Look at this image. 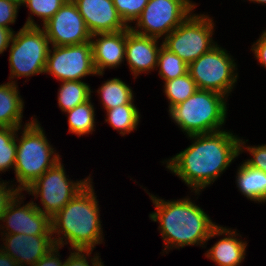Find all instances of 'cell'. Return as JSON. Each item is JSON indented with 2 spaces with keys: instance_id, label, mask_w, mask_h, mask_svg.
I'll return each mask as SVG.
<instances>
[{
  "instance_id": "cell-1",
  "label": "cell",
  "mask_w": 266,
  "mask_h": 266,
  "mask_svg": "<svg viewBox=\"0 0 266 266\" xmlns=\"http://www.w3.org/2000/svg\"><path fill=\"white\" fill-rule=\"evenodd\" d=\"M189 137L194 143L165 163L167 169L199 194L240 154V138L225 130Z\"/></svg>"
},
{
  "instance_id": "cell-2",
  "label": "cell",
  "mask_w": 266,
  "mask_h": 266,
  "mask_svg": "<svg viewBox=\"0 0 266 266\" xmlns=\"http://www.w3.org/2000/svg\"><path fill=\"white\" fill-rule=\"evenodd\" d=\"M148 194L156 209L149 217L150 220L160 223L158 229L165 242V252L174 247L180 249L186 245L201 246L210 238L221 236V225L212 222L203 209L190 198L165 201Z\"/></svg>"
},
{
  "instance_id": "cell-3",
  "label": "cell",
  "mask_w": 266,
  "mask_h": 266,
  "mask_svg": "<svg viewBox=\"0 0 266 266\" xmlns=\"http://www.w3.org/2000/svg\"><path fill=\"white\" fill-rule=\"evenodd\" d=\"M93 187L90 180L51 218L52 238L56 246L64 247L69 243L73 250L93 251L96 244L103 242L99 204ZM54 233L57 235L55 238Z\"/></svg>"
},
{
  "instance_id": "cell-4",
  "label": "cell",
  "mask_w": 266,
  "mask_h": 266,
  "mask_svg": "<svg viewBox=\"0 0 266 266\" xmlns=\"http://www.w3.org/2000/svg\"><path fill=\"white\" fill-rule=\"evenodd\" d=\"M22 132L21 138L16 133L18 142L14 167L19 192L26 190L38 177L61 161V156L49 144L37 119L32 117Z\"/></svg>"
},
{
  "instance_id": "cell-5",
  "label": "cell",
  "mask_w": 266,
  "mask_h": 266,
  "mask_svg": "<svg viewBox=\"0 0 266 266\" xmlns=\"http://www.w3.org/2000/svg\"><path fill=\"white\" fill-rule=\"evenodd\" d=\"M226 99L220 93L197 89L185 101L172 107L169 114L187 136L221 131L226 121Z\"/></svg>"
},
{
  "instance_id": "cell-6",
  "label": "cell",
  "mask_w": 266,
  "mask_h": 266,
  "mask_svg": "<svg viewBox=\"0 0 266 266\" xmlns=\"http://www.w3.org/2000/svg\"><path fill=\"white\" fill-rule=\"evenodd\" d=\"M50 42L43 28L28 17L24 26L11 39L9 80L30 77L45 71Z\"/></svg>"
},
{
  "instance_id": "cell-7",
  "label": "cell",
  "mask_w": 266,
  "mask_h": 266,
  "mask_svg": "<svg viewBox=\"0 0 266 266\" xmlns=\"http://www.w3.org/2000/svg\"><path fill=\"white\" fill-rule=\"evenodd\" d=\"M212 21L208 15L191 12L178 27L164 37L162 44L189 65L217 45L212 39Z\"/></svg>"
},
{
  "instance_id": "cell-8",
  "label": "cell",
  "mask_w": 266,
  "mask_h": 266,
  "mask_svg": "<svg viewBox=\"0 0 266 266\" xmlns=\"http://www.w3.org/2000/svg\"><path fill=\"white\" fill-rule=\"evenodd\" d=\"M231 57L225 49L216 45L190 63L188 73L197 88L229 96L238 77V73H234L237 65Z\"/></svg>"
},
{
  "instance_id": "cell-9",
  "label": "cell",
  "mask_w": 266,
  "mask_h": 266,
  "mask_svg": "<svg viewBox=\"0 0 266 266\" xmlns=\"http://www.w3.org/2000/svg\"><path fill=\"white\" fill-rule=\"evenodd\" d=\"M91 180L88 176L84 180L72 181L67 178L64 166L59 161L38 177L25 191L36 198L40 197L43 208L34 205L42 213L52 218L59 212L81 189ZM44 209V210H43Z\"/></svg>"
},
{
  "instance_id": "cell-10",
  "label": "cell",
  "mask_w": 266,
  "mask_h": 266,
  "mask_svg": "<svg viewBox=\"0 0 266 266\" xmlns=\"http://www.w3.org/2000/svg\"><path fill=\"white\" fill-rule=\"evenodd\" d=\"M195 6L190 0H149L136 20V26H130V29L142 36L166 37L189 16Z\"/></svg>"
},
{
  "instance_id": "cell-11",
  "label": "cell",
  "mask_w": 266,
  "mask_h": 266,
  "mask_svg": "<svg viewBox=\"0 0 266 266\" xmlns=\"http://www.w3.org/2000/svg\"><path fill=\"white\" fill-rule=\"evenodd\" d=\"M51 49L48 52L44 74L49 73L60 82L80 81L87 75H97L93 64L91 42L53 46Z\"/></svg>"
},
{
  "instance_id": "cell-12",
  "label": "cell",
  "mask_w": 266,
  "mask_h": 266,
  "mask_svg": "<svg viewBox=\"0 0 266 266\" xmlns=\"http://www.w3.org/2000/svg\"><path fill=\"white\" fill-rule=\"evenodd\" d=\"M43 29L51 46L77 45L91 40L84 19L72 0L62 5L43 25Z\"/></svg>"
},
{
  "instance_id": "cell-13",
  "label": "cell",
  "mask_w": 266,
  "mask_h": 266,
  "mask_svg": "<svg viewBox=\"0 0 266 266\" xmlns=\"http://www.w3.org/2000/svg\"><path fill=\"white\" fill-rule=\"evenodd\" d=\"M19 192L8 204L7 209L2 217V230L5 228L6 233L2 234H26V235H52L51 218L42 213L34 205V201L21 206L24 195ZM21 206V207H20ZM8 231V232H7Z\"/></svg>"
},
{
  "instance_id": "cell-14",
  "label": "cell",
  "mask_w": 266,
  "mask_h": 266,
  "mask_svg": "<svg viewBox=\"0 0 266 266\" xmlns=\"http://www.w3.org/2000/svg\"><path fill=\"white\" fill-rule=\"evenodd\" d=\"M91 35L128 29L118 14L113 0H72Z\"/></svg>"
},
{
  "instance_id": "cell-15",
  "label": "cell",
  "mask_w": 266,
  "mask_h": 266,
  "mask_svg": "<svg viewBox=\"0 0 266 266\" xmlns=\"http://www.w3.org/2000/svg\"><path fill=\"white\" fill-rule=\"evenodd\" d=\"M5 238L3 250L10 255L19 266H33L53 246L52 235L3 234Z\"/></svg>"
},
{
  "instance_id": "cell-16",
  "label": "cell",
  "mask_w": 266,
  "mask_h": 266,
  "mask_svg": "<svg viewBox=\"0 0 266 266\" xmlns=\"http://www.w3.org/2000/svg\"><path fill=\"white\" fill-rule=\"evenodd\" d=\"M158 38L142 36L134 33L130 27L126 29L125 59L135 79L140 73L150 72L157 67Z\"/></svg>"
},
{
  "instance_id": "cell-17",
  "label": "cell",
  "mask_w": 266,
  "mask_h": 266,
  "mask_svg": "<svg viewBox=\"0 0 266 266\" xmlns=\"http://www.w3.org/2000/svg\"><path fill=\"white\" fill-rule=\"evenodd\" d=\"M90 42L97 75L103 76L104 69L116 68L125 60L126 29L114 33L93 34Z\"/></svg>"
},
{
  "instance_id": "cell-18",
  "label": "cell",
  "mask_w": 266,
  "mask_h": 266,
  "mask_svg": "<svg viewBox=\"0 0 266 266\" xmlns=\"http://www.w3.org/2000/svg\"><path fill=\"white\" fill-rule=\"evenodd\" d=\"M221 235L225 237L216 242L204 255L217 266H240L245 258L247 242L237 238L238 233L231 228L221 226Z\"/></svg>"
},
{
  "instance_id": "cell-19",
  "label": "cell",
  "mask_w": 266,
  "mask_h": 266,
  "mask_svg": "<svg viewBox=\"0 0 266 266\" xmlns=\"http://www.w3.org/2000/svg\"><path fill=\"white\" fill-rule=\"evenodd\" d=\"M17 82L0 85V127L21 128L24 101L17 89Z\"/></svg>"
},
{
  "instance_id": "cell-20",
  "label": "cell",
  "mask_w": 266,
  "mask_h": 266,
  "mask_svg": "<svg viewBox=\"0 0 266 266\" xmlns=\"http://www.w3.org/2000/svg\"><path fill=\"white\" fill-rule=\"evenodd\" d=\"M236 183L239 191L251 201L266 202V173L243 162L237 170Z\"/></svg>"
},
{
  "instance_id": "cell-21",
  "label": "cell",
  "mask_w": 266,
  "mask_h": 266,
  "mask_svg": "<svg viewBox=\"0 0 266 266\" xmlns=\"http://www.w3.org/2000/svg\"><path fill=\"white\" fill-rule=\"evenodd\" d=\"M108 122L122 136L134 131L140 121L139 110L134 105V99L129 104L116 106L106 110Z\"/></svg>"
},
{
  "instance_id": "cell-22",
  "label": "cell",
  "mask_w": 266,
  "mask_h": 266,
  "mask_svg": "<svg viewBox=\"0 0 266 266\" xmlns=\"http://www.w3.org/2000/svg\"><path fill=\"white\" fill-rule=\"evenodd\" d=\"M61 83L58 91V105L64 113L91 98L93 91L87 83L81 80H69Z\"/></svg>"
},
{
  "instance_id": "cell-23",
  "label": "cell",
  "mask_w": 266,
  "mask_h": 266,
  "mask_svg": "<svg viewBox=\"0 0 266 266\" xmlns=\"http://www.w3.org/2000/svg\"><path fill=\"white\" fill-rule=\"evenodd\" d=\"M97 93L100 94V99L105 110L129 104L134 98L131 87L119 78L105 81L97 90Z\"/></svg>"
},
{
  "instance_id": "cell-24",
  "label": "cell",
  "mask_w": 266,
  "mask_h": 266,
  "mask_svg": "<svg viewBox=\"0 0 266 266\" xmlns=\"http://www.w3.org/2000/svg\"><path fill=\"white\" fill-rule=\"evenodd\" d=\"M68 116V125H69V133H74L79 137L82 135H86L93 132L95 129V111L94 106L91 103V98L77 105L72 110L67 112Z\"/></svg>"
},
{
  "instance_id": "cell-25",
  "label": "cell",
  "mask_w": 266,
  "mask_h": 266,
  "mask_svg": "<svg viewBox=\"0 0 266 266\" xmlns=\"http://www.w3.org/2000/svg\"><path fill=\"white\" fill-rule=\"evenodd\" d=\"M164 83V92L169 102V110L185 101L198 89L189 73L169 81H164Z\"/></svg>"
},
{
  "instance_id": "cell-26",
  "label": "cell",
  "mask_w": 266,
  "mask_h": 266,
  "mask_svg": "<svg viewBox=\"0 0 266 266\" xmlns=\"http://www.w3.org/2000/svg\"><path fill=\"white\" fill-rule=\"evenodd\" d=\"M157 67H159L158 75L164 81H169L188 73V64L163 45L158 53Z\"/></svg>"
},
{
  "instance_id": "cell-27",
  "label": "cell",
  "mask_w": 266,
  "mask_h": 266,
  "mask_svg": "<svg viewBox=\"0 0 266 266\" xmlns=\"http://www.w3.org/2000/svg\"><path fill=\"white\" fill-rule=\"evenodd\" d=\"M21 128L0 127V172L14 169L16 163V133Z\"/></svg>"
},
{
  "instance_id": "cell-28",
  "label": "cell",
  "mask_w": 266,
  "mask_h": 266,
  "mask_svg": "<svg viewBox=\"0 0 266 266\" xmlns=\"http://www.w3.org/2000/svg\"><path fill=\"white\" fill-rule=\"evenodd\" d=\"M67 0H24L22 5L29 8L31 14L37 15L43 25L52 18Z\"/></svg>"
},
{
  "instance_id": "cell-29",
  "label": "cell",
  "mask_w": 266,
  "mask_h": 266,
  "mask_svg": "<svg viewBox=\"0 0 266 266\" xmlns=\"http://www.w3.org/2000/svg\"><path fill=\"white\" fill-rule=\"evenodd\" d=\"M149 0H113V4L124 23L130 27L139 18Z\"/></svg>"
},
{
  "instance_id": "cell-30",
  "label": "cell",
  "mask_w": 266,
  "mask_h": 266,
  "mask_svg": "<svg viewBox=\"0 0 266 266\" xmlns=\"http://www.w3.org/2000/svg\"><path fill=\"white\" fill-rule=\"evenodd\" d=\"M247 141L248 140L245 141L240 139V153H242L246 147V150L249 151L253 158L245 160V162L249 166L266 173V144L260 146H245Z\"/></svg>"
},
{
  "instance_id": "cell-31",
  "label": "cell",
  "mask_w": 266,
  "mask_h": 266,
  "mask_svg": "<svg viewBox=\"0 0 266 266\" xmlns=\"http://www.w3.org/2000/svg\"><path fill=\"white\" fill-rule=\"evenodd\" d=\"M91 253L92 250H73L65 260L64 266H90L87 256L91 255ZM97 255L98 254H96L94 258H91V266H104L101 262V258L99 259L100 256Z\"/></svg>"
},
{
  "instance_id": "cell-32",
  "label": "cell",
  "mask_w": 266,
  "mask_h": 266,
  "mask_svg": "<svg viewBox=\"0 0 266 266\" xmlns=\"http://www.w3.org/2000/svg\"><path fill=\"white\" fill-rule=\"evenodd\" d=\"M19 8L20 5L14 1L0 0V26L13 31L9 25L15 23Z\"/></svg>"
},
{
  "instance_id": "cell-33",
  "label": "cell",
  "mask_w": 266,
  "mask_h": 266,
  "mask_svg": "<svg viewBox=\"0 0 266 266\" xmlns=\"http://www.w3.org/2000/svg\"><path fill=\"white\" fill-rule=\"evenodd\" d=\"M7 181H0V220L2 221L3 214L7 209L8 204L13 200V198L19 193L17 188L14 186L10 187Z\"/></svg>"
},
{
  "instance_id": "cell-34",
  "label": "cell",
  "mask_w": 266,
  "mask_h": 266,
  "mask_svg": "<svg viewBox=\"0 0 266 266\" xmlns=\"http://www.w3.org/2000/svg\"><path fill=\"white\" fill-rule=\"evenodd\" d=\"M60 246H53L39 261L33 266H64V262L59 259ZM58 256V257H57Z\"/></svg>"
},
{
  "instance_id": "cell-35",
  "label": "cell",
  "mask_w": 266,
  "mask_h": 266,
  "mask_svg": "<svg viewBox=\"0 0 266 266\" xmlns=\"http://www.w3.org/2000/svg\"><path fill=\"white\" fill-rule=\"evenodd\" d=\"M256 59L262 66L266 67V30L263 31L261 37L252 45Z\"/></svg>"
},
{
  "instance_id": "cell-36",
  "label": "cell",
  "mask_w": 266,
  "mask_h": 266,
  "mask_svg": "<svg viewBox=\"0 0 266 266\" xmlns=\"http://www.w3.org/2000/svg\"><path fill=\"white\" fill-rule=\"evenodd\" d=\"M14 32L15 31H12L11 29L0 26V54L10 46Z\"/></svg>"
},
{
  "instance_id": "cell-37",
  "label": "cell",
  "mask_w": 266,
  "mask_h": 266,
  "mask_svg": "<svg viewBox=\"0 0 266 266\" xmlns=\"http://www.w3.org/2000/svg\"><path fill=\"white\" fill-rule=\"evenodd\" d=\"M0 266H19V264L0 248Z\"/></svg>"
},
{
  "instance_id": "cell-38",
  "label": "cell",
  "mask_w": 266,
  "mask_h": 266,
  "mask_svg": "<svg viewBox=\"0 0 266 266\" xmlns=\"http://www.w3.org/2000/svg\"><path fill=\"white\" fill-rule=\"evenodd\" d=\"M249 1H252L253 3L256 2V3H258V4L261 3L262 5H263V4H266V0H249Z\"/></svg>"
},
{
  "instance_id": "cell-39",
  "label": "cell",
  "mask_w": 266,
  "mask_h": 266,
  "mask_svg": "<svg viewBox=\"0 0 266 266\" xmlns=\"http://www.w3.org/2000/svg\"><path fill=\"white\" fill-rule=\"evenodd\" d=\"M19 4L20 6L23 4L24 0H11Z\"/></svg>"
}]
</instances>
